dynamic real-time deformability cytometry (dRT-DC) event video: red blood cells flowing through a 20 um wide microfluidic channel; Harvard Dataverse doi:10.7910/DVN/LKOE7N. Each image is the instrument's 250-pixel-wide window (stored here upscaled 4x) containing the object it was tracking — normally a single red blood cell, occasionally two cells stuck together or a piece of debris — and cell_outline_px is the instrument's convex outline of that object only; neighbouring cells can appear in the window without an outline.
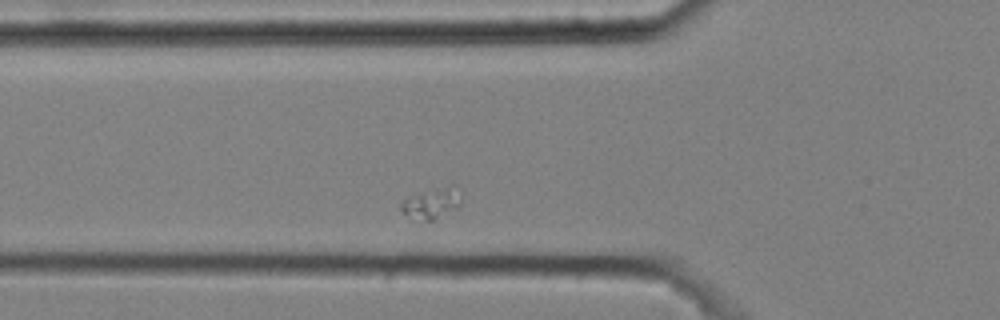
{"species": "common noctule bat (a hibernating species)", "species_latin": "Nyctalus noctula", "temperature_condition": "cold", "stored_images_in_passage": 49, "camera_frame_rate_fps": 3000, "um_per_image_px": 0.085, "animal": {"sex": "male", "body_mass_g": 20.4}, "frame": {"image": 1, "passage_image": 11, "time_ms": 3.333, "image_size_px": [1000, 320], "cell_outline_px": [[460, 204], [456, 208], [432, 220], [428, 220], [404, 212], [400, 208], [400, 200], [408, 196], [420, 192], [448, 184], [460, 196]], "centroid_in_image_um": [36.66, 17.22], "position_along_channel_um": 89.1, "area_um2": 10.17}}
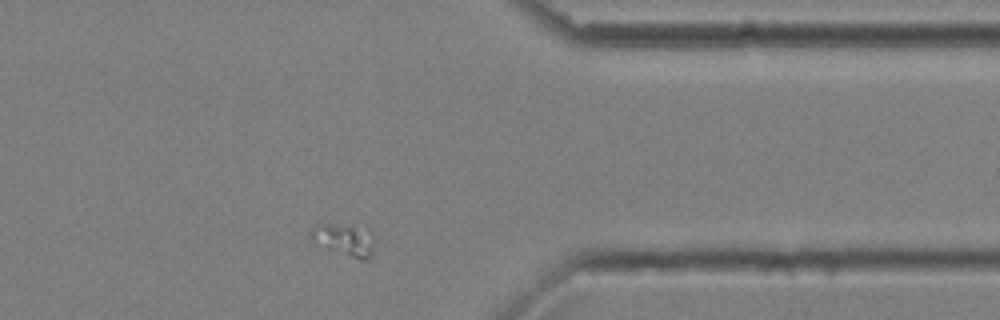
{"frame": {"image": 2, "passage_image": 39, "time_ms": 12.667, "image_size_px": [1000, 320], "cell_outline_px": [[372, 256], [368, 260], [360, 260], [328, 248], [308, 236], [308, 232], [316, 224], [368, 224], [372, 228]], "centroid_in_image_um": [29.35, 20.3], "position_along_channel_um": 382.0, "area_um2": 12.31}}
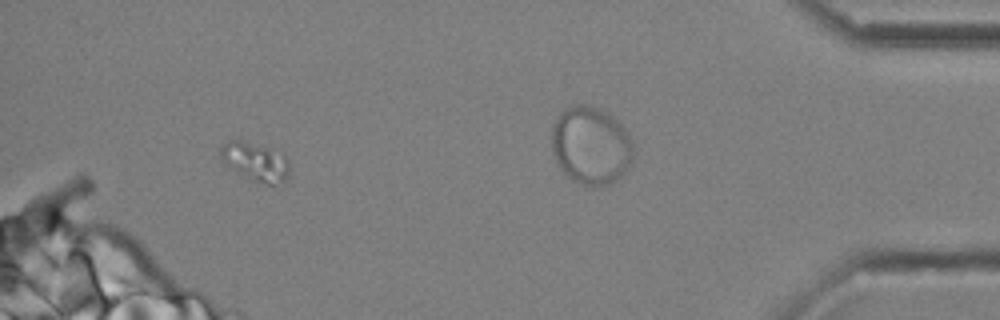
{"frame": {"image": 3, "passage_image": 46, "time_ms": 15.0, "image_size_px": [1000, 320], "cell_outline_px": [[288, 176], [284, 184], [268, 184], [252, 180], [236, 172], [220, 160], [220, 148], [228, 140], [240, 140], [284, 152], [288, 160]], "centroid_in_image_um": [21.73, 13.75], "position_along_channel_um": 413.5, "area_um2": 15.66}}